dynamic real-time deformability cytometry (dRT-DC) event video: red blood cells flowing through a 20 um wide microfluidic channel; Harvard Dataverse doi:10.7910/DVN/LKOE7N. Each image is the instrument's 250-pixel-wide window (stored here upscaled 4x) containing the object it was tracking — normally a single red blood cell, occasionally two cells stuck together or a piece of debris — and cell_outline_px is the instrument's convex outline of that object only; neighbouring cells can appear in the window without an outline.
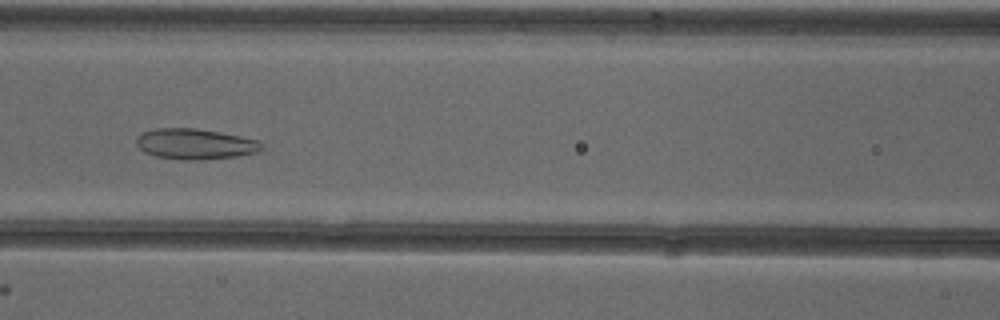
{"species": "common noctule bat (a hibernating species)", "species_latin": "Nyctalus noctula", "temperature_condition": "cold", "stored_images_in_passage": 52, "camera_frame_rate_fps": 3000, "um_per_image_px": 0.085, "animal": {"sex": "female"}, "frame": {"image": 1, "passage_image": 23, "time_ms": 7.333, "image_size_px": [1000, 320], "cell_outline_px": [[264, 148], [256, 152], [236, 156], [200, 160], [184, 160], [156, 156], [144, 152], [136, 144], [136, 140], [144, 132], [156, 128], [196, 128], [220, 132], [260, 140], [264, 144]], "centroid_in_image_um": [16.63, 12.24], "position_along_channel_um": 150.0, "area_um2": 22.31}}
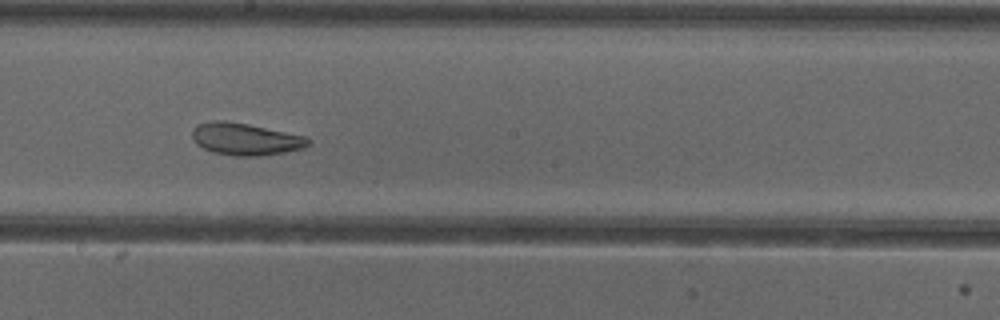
{"frame": {"image": 2, "passage_image": 29, "time_ms": 9.333, "image_size_px": [1000, 320], "cell_outline_px": [[312, 140], [304, 148], [284, 152], [256, 156], [236, 156], [212, 152], [196, 144], [192, 136], [192, 128], [196, 124], [212, 120], [224, 120], [248, 124], [304, 136]], "centroid_in_image_um": [20.81, 11.81], "position_along_channel_um": 227.4, "area_um2": 21.68}}
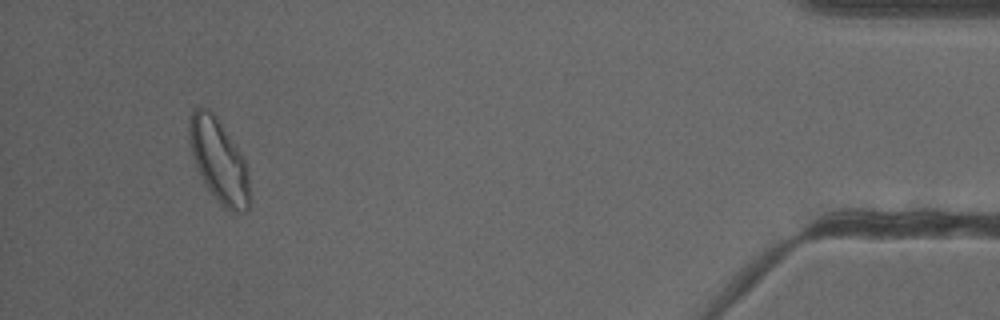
{"frame": {"image": 3, "passage_image": 49, "time_ms": 16.0, "image_size_px": [1000, 320], "cell_outline_px": [[248, 208], [240, 216], [224, 208], [208, 192], [200, 176], [192, 152], [188, 136], [188, 120], [192, 112], [200, 104], [204, 104], [220, 120], [244, 160], [248, 172]], "centroid_in_image_um": [18.57, 13.65], "position_along_channel_um": 416.6, "area_um2": 29.54}, "authors_computed_cell_mechanics": {"area_um2": 27.3394, "velocity_mm_per_s": 3.8833, "shape_relaxation_time_tau1_ms": null, "shape_relaxation_time_tau2_ms": 1.4108, "deformation_change_tau1": null, "deformation_change_tau2": 0.0815}}